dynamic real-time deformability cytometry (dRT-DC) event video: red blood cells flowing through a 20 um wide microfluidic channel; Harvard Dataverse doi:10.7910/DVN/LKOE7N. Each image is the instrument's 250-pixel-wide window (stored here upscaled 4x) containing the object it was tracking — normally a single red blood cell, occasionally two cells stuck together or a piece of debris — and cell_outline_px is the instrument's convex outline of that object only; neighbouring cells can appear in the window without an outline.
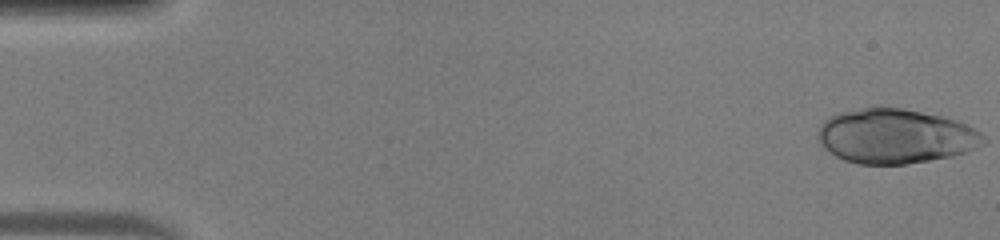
{"species": "human", "species_latin": "Homo sapiens", "temperature_condition": "warm", "stored_images_in_passage": 19, "camera_frame_rate_fps": 3000, "um_per_image_px": 0.085, "donor": {"sex": "male"}, "frame": {"image": 1, "passage_image": 1, "time_ms": 0.0, "image_size_px": [1000, 240], "cell_outline_px": [[980, 132], [968, 148], [964, 152], [948, 156], [928, 160], [904, 164], [860, 164], [844, 160], [836, 156], [820, 140], [820, 128], [832, 116], [864, 108], [900, 108], [940, 116], [952, 120], [972, 128]], "centroid_in_image_um": [76.01, 11.59], "position_along_channel_um": 9.0, "area_um2": 49.71}}
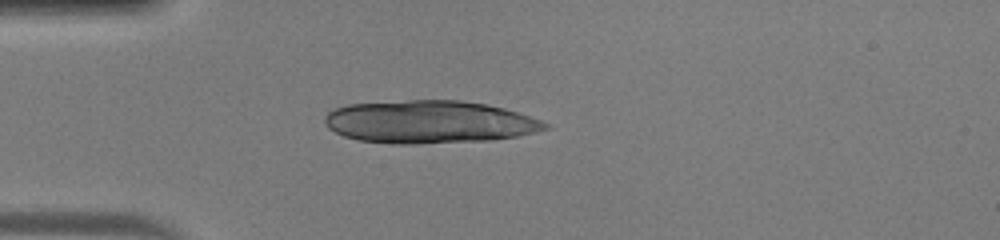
{"frame": {"image": 2, "passage_image": 14, "time_ms": 4.333, "image_size_px": [1000, 240], "cell_outline_px": [[548, 128], [516, 136], [488, 140], [412, 144], [392, 144], [360, 140], [344, 136], [328, 128], [324, 120], [324, 116], [328, 112], [336, 108], [348, 104], [408, 100], [460, 100], [484, 104], [504, 108], [540, 120], [548, 124]], "centroid_in_image_um": [36.43, 10.36], "position_along_channel_um": 48.6, "area_um2": 54.51}}